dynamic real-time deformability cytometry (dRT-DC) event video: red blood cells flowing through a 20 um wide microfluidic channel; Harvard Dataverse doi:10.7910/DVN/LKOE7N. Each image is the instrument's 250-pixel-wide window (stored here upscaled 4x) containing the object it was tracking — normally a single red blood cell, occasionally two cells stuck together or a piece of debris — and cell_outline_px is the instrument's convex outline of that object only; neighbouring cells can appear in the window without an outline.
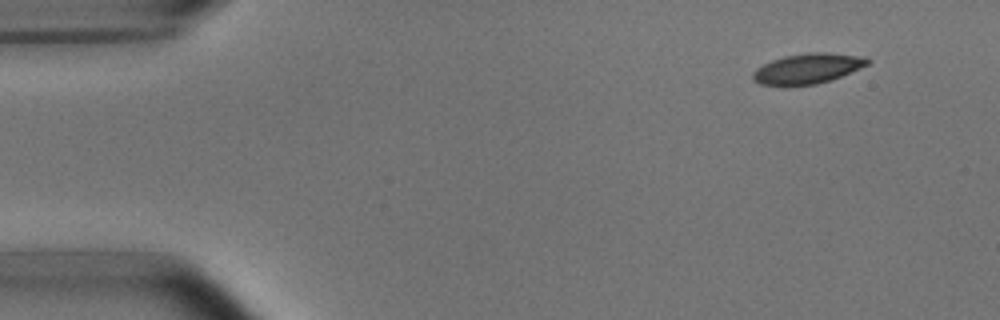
{"species": "common noctule bat (a hibernating species)", "species_latin": "Nyctalus noctula", "temperature_condition": "room temperature", "stored_images_in_passage": 4, "camera_frame_rate_fps": 3000, "um_per_image_px": 0.085, "animal": {"sex": "male", "body_mass_g": 15.6}, "frame": {"image": 1, "passage_image": 1, "time_ms": 0.0, "image_size_px": [1000, 320], "cell_outline_px": [[872, 60], [868, 64], [860, 68], [832, 80], [816, 84], [788, 88], [784, 88], [760, 84], [752, 80], [752, 72], [756, 68], [772, 60], [784, 56], [808, 52], [828, 52], [868, 56]], "centroid_in_image_um": [68.63, 5.85], "position_along_channel_um": 16.4, "area_um2": 21.04}}
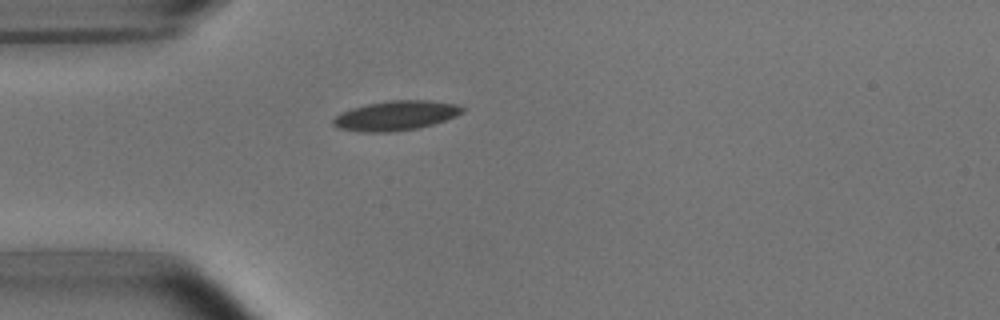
{"frame": {"image": 2, "passage_image": 4, "time_ms": 3.333, "image_size_px": [1000, 320], "cell_outline_px": [[468, 108], [464, 112], [456, 116], [420, 128], [396, 132], [360, 132], [340, 128], [332, 124], [332, 120], [340, 112], [352, 108], [368, 104], [388, 100], [428, 100], [456, 104]], "centroid_in_image_um": [33.67, 9.83], "position_along_channel_um": 51.3, "area_um2": 22.48}}